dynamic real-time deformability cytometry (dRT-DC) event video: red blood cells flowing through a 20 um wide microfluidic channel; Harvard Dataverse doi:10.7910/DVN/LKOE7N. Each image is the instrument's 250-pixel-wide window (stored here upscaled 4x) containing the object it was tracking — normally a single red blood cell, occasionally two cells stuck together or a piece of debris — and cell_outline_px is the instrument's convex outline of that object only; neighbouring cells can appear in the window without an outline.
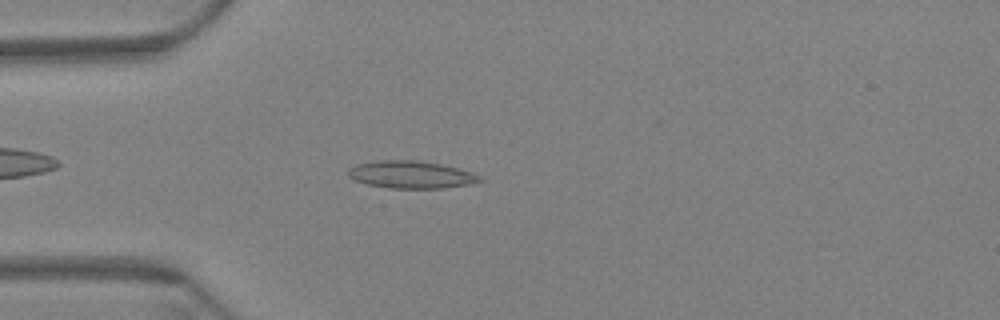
{"species": "Egyptian fruit bat (a non-hibernating species)", "species_latin": "Rousettus aegyptiacus", "temperature_condition": "warm", "stored_images_in_passage": 48, "camera_frame_rate_fps": 3000, "um_per_image_px": 0.085, "animal": {"sex": "female"}, "frame": {"image": 1, "passage_image": 7, "time_ms": 2.0, "image_size_px": [1000, 320], "cell_outline_px": [[484, 180], [468, 184], [444, 188], [388, 188], [368, 184], [356, 180], [348, 176], [348, 168], [356, 164], [372, 160], [416, 160], [440, 164], [456, 168], [480, 176]], "centroid_in_image_um": [34.88, 14.83], "position_along_channel_um": 50.1, "area_um2": 20.87}}
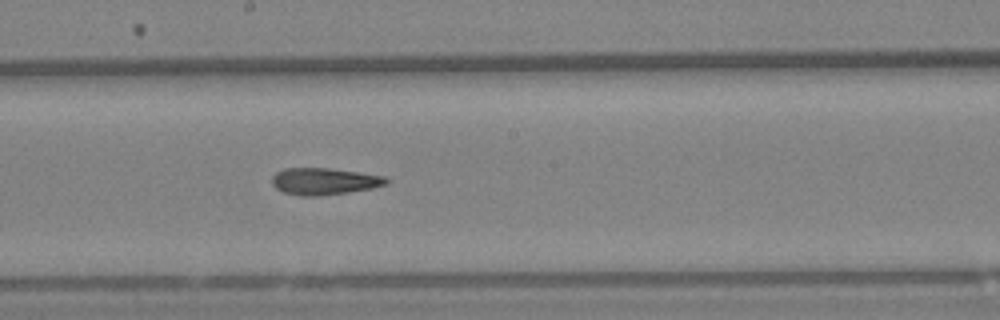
{"frame": {"image": 2, "passage_image": 23, "time_ms": 7.333, "image_size_px": [1000, 320], "cell_outline_px": [[392, 180], [388, 184], [372, 188], [348, 192], [320, 196], [300, 196], [284, 192], [276, 188], [272, 184], [272, 176], [276, 172], [284, 168], [328, 168], [360, 172], [388, 176]], "centroid_in_image_um": [27.61, 15.41], "position_along_channel_um": 220.6, "area_um2": 18.15}}
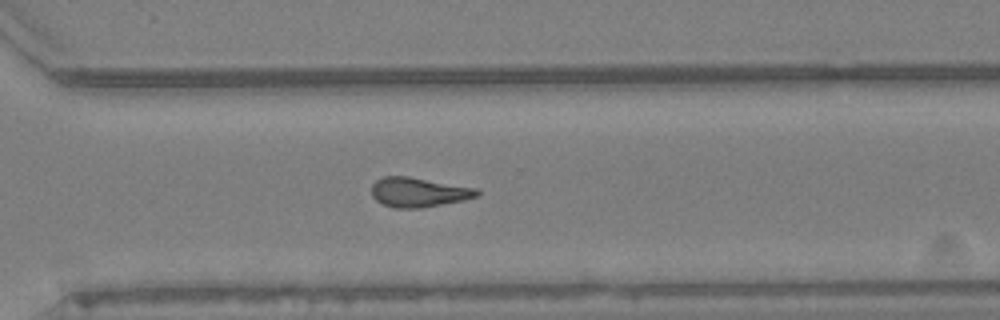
{"frame": {"image": 3, "passage_image": 33, "time_ms": 10.667, "image_size_px": [1000, 320], "cell_outline_px": [[480, 192], [476, 196], [464, 200], [420, 208], [396, 208], [380, 204], [372, 196], [372, 184], [376, 180], [384, 176], [408, 176], [476, 188]], "centroid_in_image_um": [35.54, 16.34], "position_along_channel_um": 335.1, "area_um2": 18.09}}